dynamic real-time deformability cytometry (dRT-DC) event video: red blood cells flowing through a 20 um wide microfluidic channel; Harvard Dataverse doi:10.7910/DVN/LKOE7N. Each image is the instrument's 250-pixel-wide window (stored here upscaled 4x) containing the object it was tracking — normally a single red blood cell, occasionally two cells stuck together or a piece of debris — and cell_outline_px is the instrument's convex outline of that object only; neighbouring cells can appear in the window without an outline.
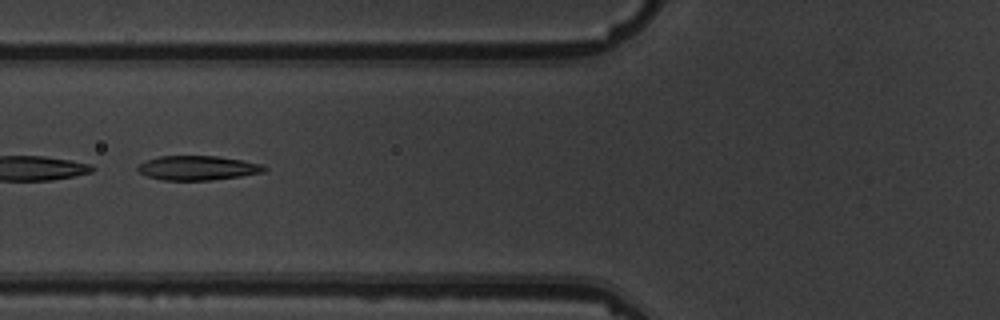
{"species": "common noctule bat (a hibernating species)", "species_latin": "Nyctalus noctula", "temperature_condition": "warm", "stored_images_in_passage": 7, "camera_frame_rate_fps": 3000, "um_per_image_px": 0.085, "animal": {"sex": "male", "body_mass_g": 19.5, "forearm_length_mm": 54.6}, "frame": {"image": 1, "passage_image": 7, "time_ms": 6.667, "image_size_px": [1000, 320], "cell_outline_px": [[268, 168], [264, 172], [240, 176], [212, 180], [160, 180], [148, 176], [140, 172], [136, 168], [140, 164], [148, 160], [160, 156], [216, 156], [240, 160], [260, 164]], "centroid_in_image_um": [16.8, 14.28], "position_along_channel_um": 109.0, "area_um2": 17.74}}